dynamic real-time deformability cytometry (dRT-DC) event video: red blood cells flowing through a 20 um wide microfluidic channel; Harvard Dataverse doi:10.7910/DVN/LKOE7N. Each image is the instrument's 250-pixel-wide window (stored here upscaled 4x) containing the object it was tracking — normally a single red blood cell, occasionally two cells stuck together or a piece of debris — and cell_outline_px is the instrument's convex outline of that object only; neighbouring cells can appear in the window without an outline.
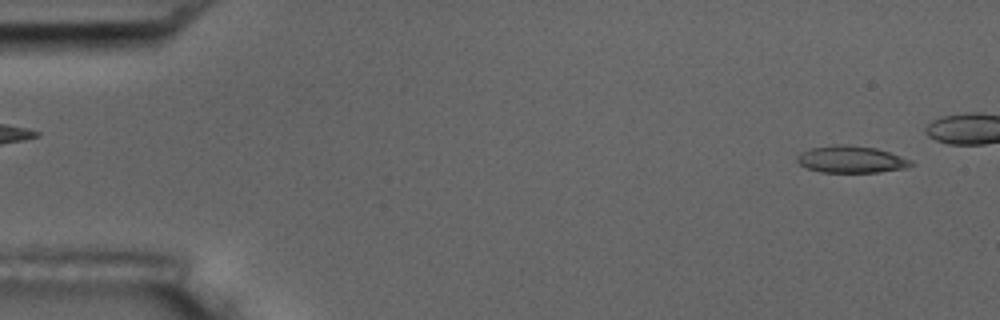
{"species": "common noctule bat (a hibernating species)", "species_latin": "Nyctalus noctula", "temperature_condition": "room temperature", "stored_images_in_passage": 6, "segment_of_instrument_passage": [2, 2], "camera_frame_rate_fps": 3000, "um_per_image_px": 0.085, "animal": {"sex": "male", "body_mass_g": 17.5, "forearm_length_mm": 52.3}, "frame": {"image": 1, "passage_image": 6, "time_ms": 6.0, "image_size_px": [1000, 320], "cell_outline_px": [[916, 164], [904, 168], [876, 172], [820, 172], [808, 168], [800, 164], [796, 160], [796, 156], [800, 152], [812, 148], [832, 144], [848, 144], [876, 148], [912, 160]], "centroid_in_image_um": [72.33, 13.53], "position_along_channel_um": 12.7, "area_um2": 17.92}}